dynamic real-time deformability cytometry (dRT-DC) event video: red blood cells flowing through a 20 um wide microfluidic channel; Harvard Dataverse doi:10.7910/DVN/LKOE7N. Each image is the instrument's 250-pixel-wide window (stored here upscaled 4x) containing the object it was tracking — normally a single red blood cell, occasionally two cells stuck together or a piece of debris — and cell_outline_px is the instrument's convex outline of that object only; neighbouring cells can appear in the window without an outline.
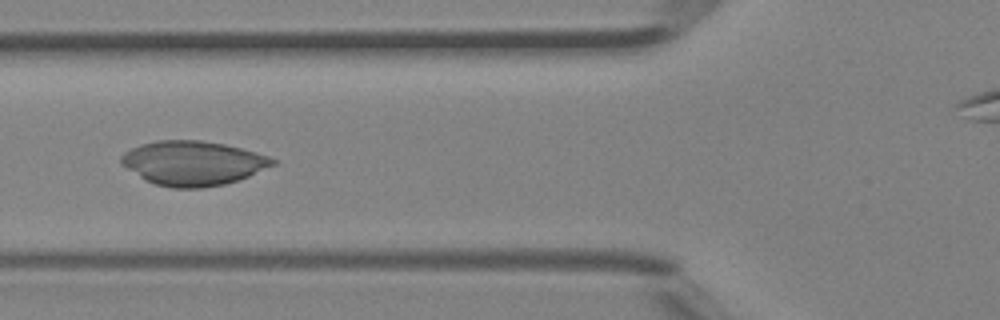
{"species": "Egyptian fruit bat (a non-hibernating species)", "species_latin": "Rousettus aegyptiacus", "temperature_condition": "room temperature", "stored_images_in_passage": 32, "segment_of_instrument_passage": [1, 2], "camera_frame_rate_fps": 3000, "um_per_image_px": 0.085, "animal": {"sex": "female"}, "frame": {"image": 1, "passage_image": 8, "time_ms": 2.333, "image_size_px": [1000, 320], "cell_outline_px": [[276, 164], [248, 176], [224, 184], [200, 188], [172, 188], [156, 184], [144, 180], [120, 164], [120, 156], [124, 152], [140, 144], [156, 140], [200, 140], [224, 144], [256, 152], [268, 156], [276, 160]], "centroid_in_image_um": [16.36, 13.86], "position_along_channel_um": 109.4, "area_um2": 39.19}}
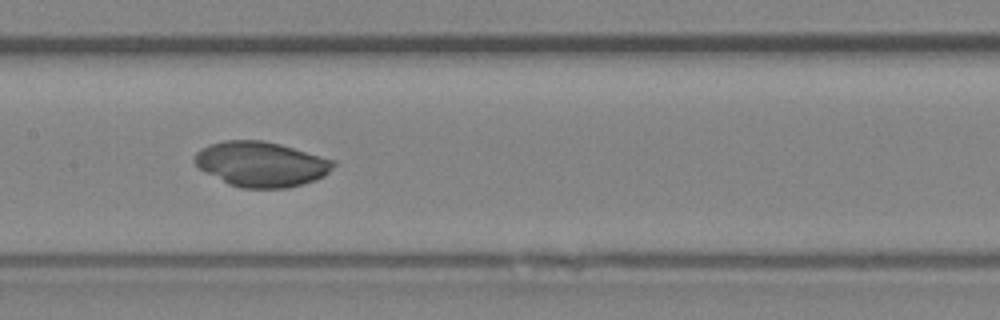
{"frame": {"image": 2, "passage_image": 13, "time_ms": 4.0, "image_size_px": [1000, 320], "cell_outline_px": [[336, 164], [324, 176], [316, 180], [304, 184], [288, 188], [240, 188], [228, 184], [204, 172], [192, 160], [196, 152], [200, 148], [208, 144], [224, 140], [264, 140], [280, 144], [336, 160]], "centroid_in_image_um": [22.18, 13.95], "position_along_channel_um": 185.2, "area_um2": 36.82}}
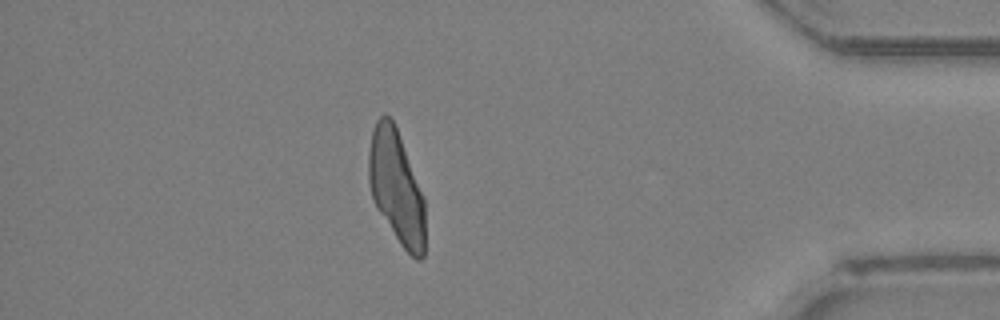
{"frame": {"image": 3, "passage_image": 30, "time_ms": 9.667, "image_size_px": [1000, 320], "cell_outline_px": [[424, 256], [420, 260], [416, 260], [400, 244], [376, 208], [372, 196], [368, 180], [368, 152], [372, 128], [376, 120], [380, 116], [388, 116], [392, 120], [396, 128], [424, 196]], "centroid_in_image_um": [33.67, 15.91], "position_along_channel_um": 401.5, "area_um2": 37.05}}